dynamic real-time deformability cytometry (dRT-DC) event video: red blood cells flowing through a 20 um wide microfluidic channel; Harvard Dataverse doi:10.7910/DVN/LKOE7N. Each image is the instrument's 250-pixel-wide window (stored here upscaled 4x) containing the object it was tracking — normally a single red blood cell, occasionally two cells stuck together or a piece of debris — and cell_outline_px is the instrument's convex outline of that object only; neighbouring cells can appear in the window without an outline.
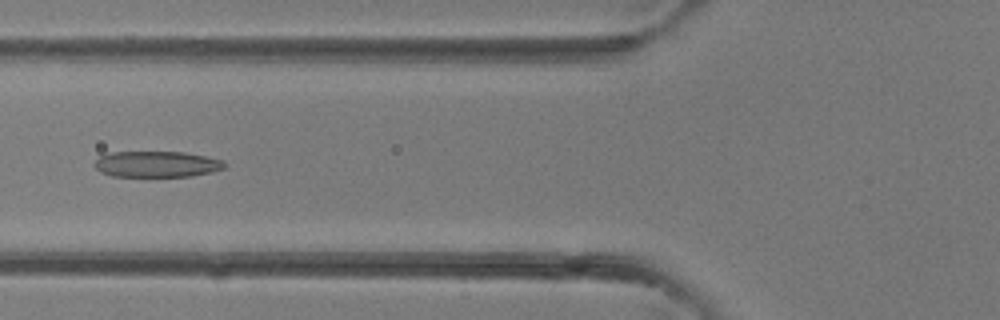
{"species": "common noctule bat (a hibernating species)", "species_latin": "Nyctalus noctula", "temperature_condition": "room temperature", "stored_images_in_passage": 16, "camera_frame_rate_fps": 3000, "um_per_image_px": 0.085, "animal": {"sex": "female"}, "frame": {"image": 1, "passage_image": 6, "time_ms": 1.667, "image_size_px": [1000, 320], "cell_outline_px": [[228, 164], [224, 168], [212, 172], [192, 176], [112, 176], [100, 172], [92, 164], [100, 156], [108, 152], [184, 152], [224, 160]], "centroid_in_image_um": [13.32, 13.95], "position_along_channel_um": 112.5, "area_um2": 19.83}}
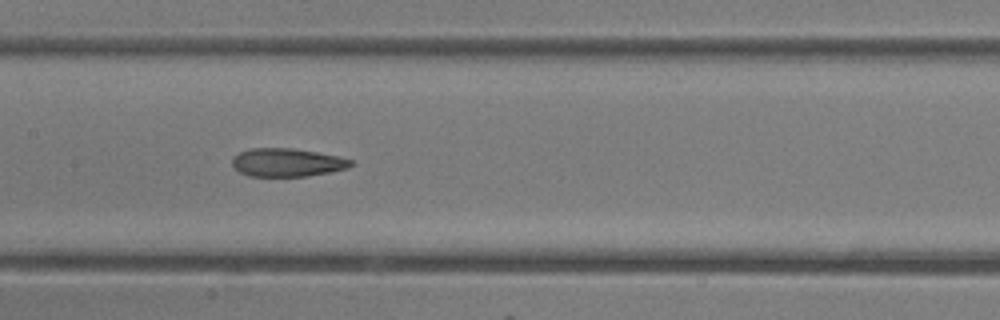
{"frame": {"image": 2, "passage_image": 10, "time_ms": 3.0, "image_size_px": [1000, 320], "cell_outline_px": [[352, 164], [348, 168], [332, 172], [308, 176], [248, 176], [240, 172], [232, 164], [232, 160], [240, 152], [248, 148], [292, 148], [316, 152], [336, 156], [352, 160]], "centroid_in_image_um": [24.41, 13.81], "position_along_channel_um": 183.0, "area_um2": 19.42}}
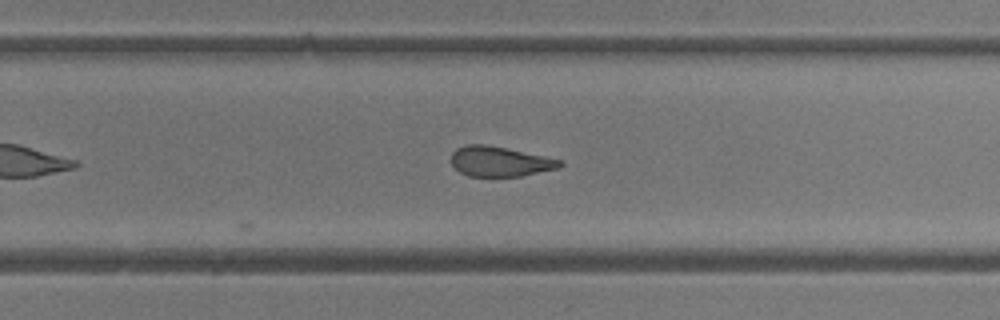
{"frame": {"image": 3, "passage_image": 16, "time_ms": 5.0, "image_size_px": [1000, 320], "cell_outline_px": [[564, 164], [556, 168], [520, 176], [468, 176], [460, 172], [452, 164], [452, 152], [456, 148], [468, 144], [488, 144], [508, 148], [564, 160]], "centroid_in_image_um": [42.49, 13.71], "position_along_channel_um": 287.3, "area_um2": 19.02}}